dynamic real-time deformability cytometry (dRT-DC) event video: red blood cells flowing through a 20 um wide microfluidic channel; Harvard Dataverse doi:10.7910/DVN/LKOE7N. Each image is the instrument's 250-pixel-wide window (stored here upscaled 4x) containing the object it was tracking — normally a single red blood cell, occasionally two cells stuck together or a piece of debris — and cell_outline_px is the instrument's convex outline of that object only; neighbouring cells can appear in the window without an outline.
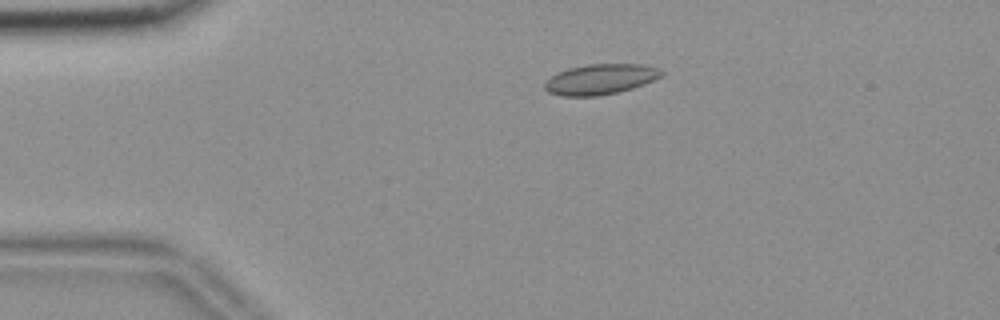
{"species": "common noctule bat (a hibernating species)", "species_latin": "Nyctalus noctula", "temperature_condition": "room temperature", "stored_images_in_passage": 13, "camera_frame_rate_fps": 3000, "um_per_image_px": 0.085, "animal": {"sex": "female", "body_mass_g": 18.4}, "frame": {"image": 1, "passage_image": 8, "time_ms": 2.333, "image_size_px": [1000, 320], "cell_outline_px": [[664, 72], [660, 76], [644, 84], [632, 88], [600, 96], [560, 96], [548, 92], [544, 88], [544, 80], [568, 68], [588, 64], [640, 64], [660, 68]], "centroid_in_image_um": [51.0, 6.74], "position_along_channel_um": 34.0, "area_um2": 20.63}}